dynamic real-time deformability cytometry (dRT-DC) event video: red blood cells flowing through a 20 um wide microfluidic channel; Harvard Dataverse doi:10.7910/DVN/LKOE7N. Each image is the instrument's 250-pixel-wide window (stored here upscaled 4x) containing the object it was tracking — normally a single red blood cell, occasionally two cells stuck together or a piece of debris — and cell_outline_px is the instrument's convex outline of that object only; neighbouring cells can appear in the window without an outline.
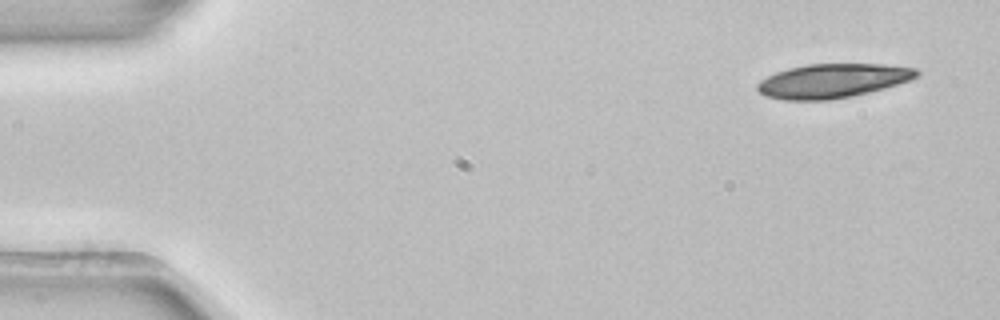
{"species": "common noctule bat (a hibernating species)", "species_latin": "Nyctalus noctula", "temperature_condition": "room temperature", "stored_images_in_passage": 5, "camera_frame_rate_fps": 3000, "um_per_image_px": 0.085, "animal": {"sex": "female", "body_mass_g": 22.7, "forearm_length_mm": 54.2}, "frame": {"image": 1, "passage_image": 1, "time_ms": 0.0, "image_size_px": [1000, 320], "cell_outline_px": [[920, 72], [912, 80], [884, 88], [852, 96], [828, 100], [784, 100], [764, 96], [756, 88], [756, 84], [760, 80], [776, 72], [788, 68], [808, 64], [884, 64], [916, 68]], "centroid_in_image_um": [70.76, 6.87], "position_along_channel_um": 14.2, "area_um2": 31.73}}